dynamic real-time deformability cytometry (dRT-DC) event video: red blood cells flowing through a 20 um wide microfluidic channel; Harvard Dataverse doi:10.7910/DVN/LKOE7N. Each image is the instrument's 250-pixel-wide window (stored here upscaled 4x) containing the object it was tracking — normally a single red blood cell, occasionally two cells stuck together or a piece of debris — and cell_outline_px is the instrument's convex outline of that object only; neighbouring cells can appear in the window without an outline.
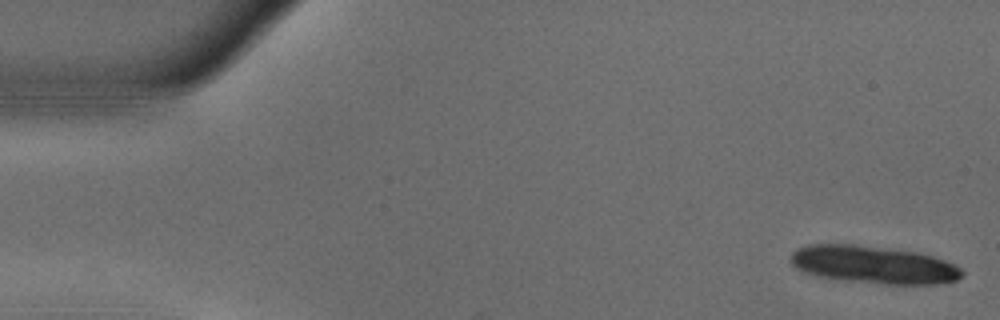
{"species": "common noctule bat (a hibernating species)", "species_latin": "Nyctalus noctula", "temperature_condition": "warm", "stored_images_in_passage": 13, "camera_frame_rate_fps": 3000, "um_per_image_px": 0.085, "animal": {"sex": "male", "body_mass_g": 18.8}, "frame": {"image": 1, "passage_image": 1, "time_ms": 0.0, "image_size_px": [1000, 320], "cell_outline_px": [[964, 272], [956, 280], [936, 284], [884, 284], [844, 280], [820, 276], [804, 272], [796, 268], [788, 260], [792, 252], [796, 248], [808, 244], [856, 244], [888, 248], [916, 252], [932, 256], [956, 264]], "centroid_in_image_um": [74.21, 22.49], "position_along_channel_um": 10.8, "area_um2": 37.69}}